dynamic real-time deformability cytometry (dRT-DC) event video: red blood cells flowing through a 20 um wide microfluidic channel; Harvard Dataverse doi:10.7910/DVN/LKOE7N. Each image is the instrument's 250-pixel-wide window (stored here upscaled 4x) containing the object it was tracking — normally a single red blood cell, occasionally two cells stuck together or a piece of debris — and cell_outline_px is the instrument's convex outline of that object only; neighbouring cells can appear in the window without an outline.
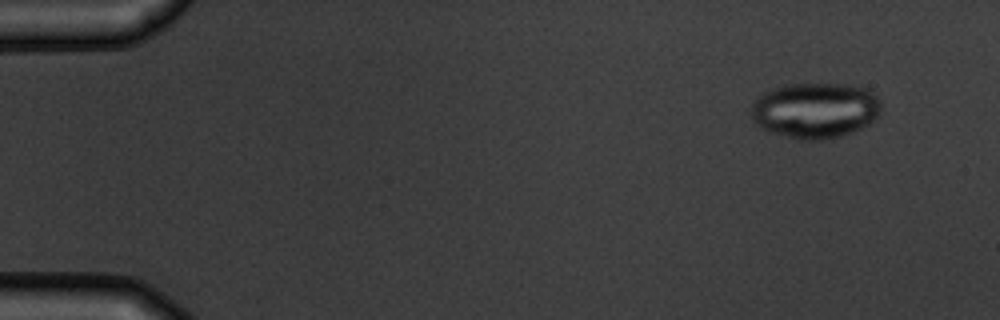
{"species": "common noctule bat (a hibernating species)", "species_latin": "Nyctalus noctula", "temperature_condition": "warm", "stored_images_in_passage": 5, "camera_frame_rate_fps": 3000, "um_per_image_px": 0.085, "animal": {"sex": "male", "body_mass_g": 19.5, "forearm_length_mm": 54.6}, "frame": {"image": 1, "passage_image": 2, "time_ms": 1.0, "image_size_px": [1000, 320], "cell_outline_px": [[880, 112], [868, 124], [860, 128], [840, 136], [824, 140], [796, 140], [760, 128], [752, 120], [752, 104], [764, 92], [772, 88], [784, 84], [848, 84], [868, 88], [880, 100]], "centroid_in_image_um": [69.28, 9.37], "position_along_channel_um": 15.7, "area_um2": 42.31}}